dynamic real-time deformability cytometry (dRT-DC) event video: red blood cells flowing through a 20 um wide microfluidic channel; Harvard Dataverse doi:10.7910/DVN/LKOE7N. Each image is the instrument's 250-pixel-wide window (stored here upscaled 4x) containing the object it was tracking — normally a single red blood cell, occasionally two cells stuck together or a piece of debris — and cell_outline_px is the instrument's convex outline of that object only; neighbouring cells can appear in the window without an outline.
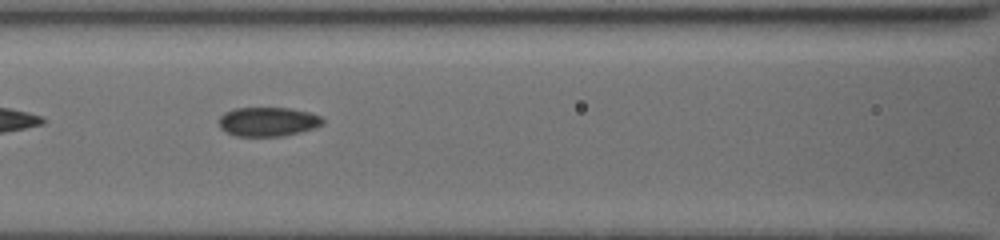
{"species": "common noctule bat (a hibernating species)", "species_latin": "Nyctalus noctula", "temperature_condition": "cold", "stored_images_in_passage": 8, "camera_frame_rate_fps": 3000, "um_per_image_px": 0.085, "animal": {"sex": "female", "body_mass_g": 19.5, "forearm_length_mm": 54.1}, "frame": {"image": 1, "passage_image": 5, "time_ms": 3.0, "image_size_px": [1000, 240], "cell_outline_px": [[324, 124], [316, 128], [284, 136], [236, 136], [220, 128], [220, 116], [224, 112], [236, 108], [292, 108], [308, 112], [320, 116], [324, 120]], "centroid_in_image_um": [22.81, 10.34], "position_along_channel_um": 143.8, "area_um2": 17.69}}
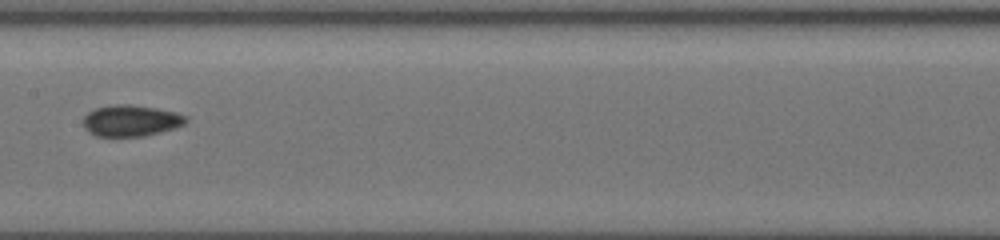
{"frame": {"image": 2, "passage_image": 7, "time_ms": 4.333, "image_size_px": [1000, 240], "cell_outline_px": [[188, 120], [184, 124], [172, 128], [144, 136], [96, 136], [88, 132], [84, 128], [84, 116], [88, 112], [96, 108], [116, 104], [128, 104], [156, 108], [176, 112], [184, 116]], "centroid_in_image_um": [11.09, 10.25], "position_along_channel_um": 196.3, "area_um2": 18.5}}